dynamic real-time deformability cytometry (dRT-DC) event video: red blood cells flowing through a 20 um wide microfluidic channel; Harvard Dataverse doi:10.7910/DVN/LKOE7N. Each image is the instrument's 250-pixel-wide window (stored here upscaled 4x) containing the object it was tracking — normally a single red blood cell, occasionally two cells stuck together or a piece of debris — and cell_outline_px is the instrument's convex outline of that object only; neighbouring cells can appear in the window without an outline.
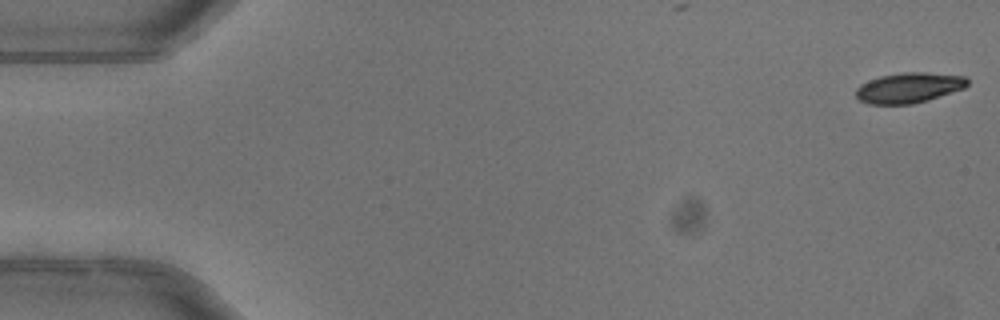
{"species": "common noctule bat (a hibernating species)", "species_latin": "Nyctalus noctula", "temperature_condition": "warm", "stored_images_in_passage": 9, "camera_frame_rate_fps": 3000, "um_per_image_px": 0.085, "animal": {"sex": "female"}, "frame": {"image": 1, "passage_image": 1, "time_ms": 0.0, "image_size_px": [1000, 320], "cell_outline_px": [[968, 84], [964, 88], [928, 100], [912, 104], [868, 104], [860, 100], [856, 96], [856, 88], [860, 84], [868, 80], [880, 76], [904, 72], [924, 72], [964, 76], [968, 80]], "centroid_in_image_um": [77.23, 7.46], "position_along_channel_um": 7.8, "area_um2": 19.65}}